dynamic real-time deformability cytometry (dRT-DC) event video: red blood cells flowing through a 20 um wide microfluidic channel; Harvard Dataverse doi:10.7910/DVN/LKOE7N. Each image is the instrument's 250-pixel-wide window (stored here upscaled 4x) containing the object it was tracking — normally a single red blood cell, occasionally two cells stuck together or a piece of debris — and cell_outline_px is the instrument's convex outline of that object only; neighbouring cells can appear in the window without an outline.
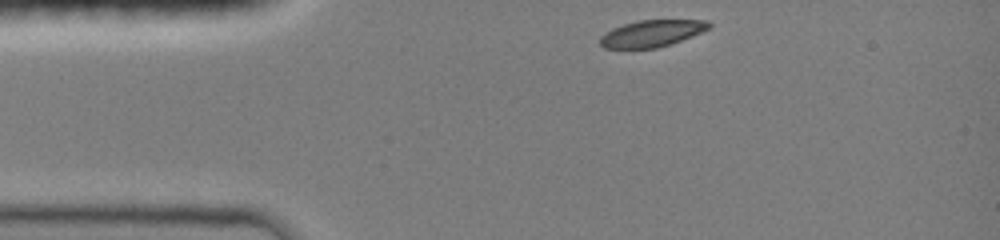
{"species": "common noctule bat (a hibernating species)", "species_latin": "Nyctalus noctula", "temperature_condition": "room temperature", "stored_images_in_passage": 4, "camera_frame_rate_fps": 3000, "um_per_image_px": 0.085, "animal": {"sex": "female", "body_mass_g": 19.0, "forearm_length_mm": 51.5}, "frame": {"image": 1, "passage_image": 1, "time_ms": 0.0, "image_size_px": [1000, 240], "cell_outline_px": [[712, 28], [672, 44], [656, 48], [604, 48], [600, 44], [600, 36], [612, 28], [624, 24], [640, 20], [708, 20], [712, 24]], "centroid_in_image_um": [55.44, 2.84], "position_along_channel_um": 29.6, "area_um2": 17.05}}